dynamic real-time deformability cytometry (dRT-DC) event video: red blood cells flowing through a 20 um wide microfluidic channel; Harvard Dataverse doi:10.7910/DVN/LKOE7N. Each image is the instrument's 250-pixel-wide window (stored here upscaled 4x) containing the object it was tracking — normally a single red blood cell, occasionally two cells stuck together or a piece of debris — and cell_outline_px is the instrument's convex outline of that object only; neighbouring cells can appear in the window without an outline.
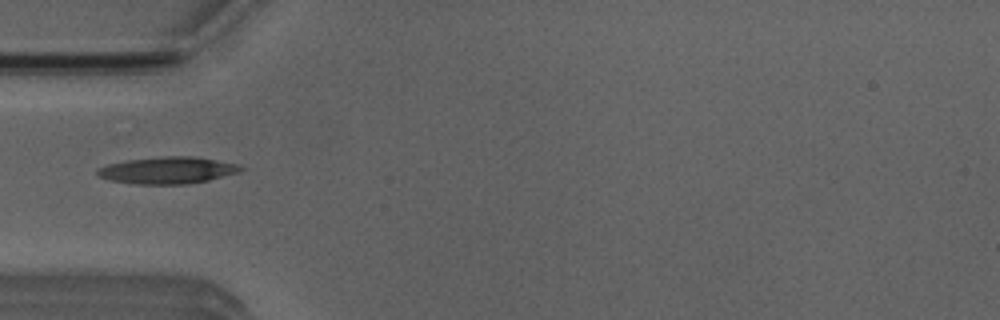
{"species": "Egyptian fruit bat (a non-hibernating species)", "species_latin": "Rousettus aegyptiacus", "temperature_condition": "room temperature", "stored_images_in_passage": 6, "camera_frame_rate_fps": 3000, "um_per_image_px": 0.085, "animal": {"sex": "male"}, "frame": {"image": 1, "passage_image": 5, "time_ms": 5.667, "image_size_px": [1000, 320], "cell_outline_px": [[244, 168], [240, 172], [208, 180], [184, 184], [136, 184], [112, 180], [96, 176], [96, 168], [108, 164], [128, 160], [160, 156], [196, 156], [240, 164]], "centroid_in_image_um": [14.25, 14.46], "position_along_channel_um": 70.7, "area_um2": 22.54}}
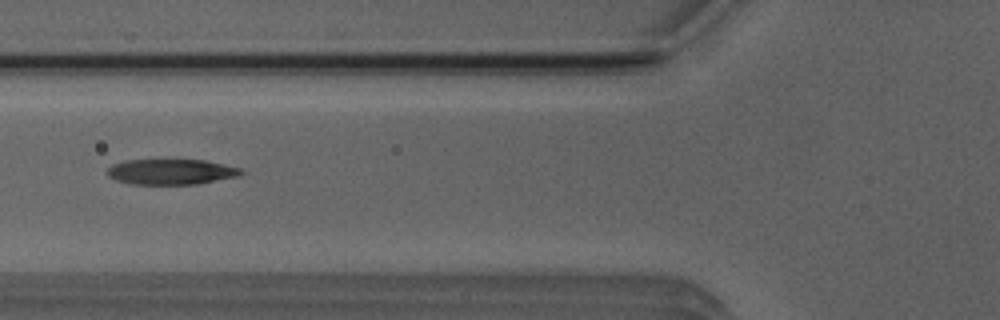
{"frame": {"image": 2, "passage_image": 6, "time_ms": 6.667, "image_size_px": [1000, 320], "cell_outline_px": [[244, 172], [240, 176], [196, 184], [132, 184], [116, 180], [108, 176], [108, 168], [112, 164], [124, 160], [204, 160], [224, 164], [240, 168]], "centroid_in_image_um": [14.55, 14.6], "position_along_channel_um": 111.2, "area_um2": 19.83}}